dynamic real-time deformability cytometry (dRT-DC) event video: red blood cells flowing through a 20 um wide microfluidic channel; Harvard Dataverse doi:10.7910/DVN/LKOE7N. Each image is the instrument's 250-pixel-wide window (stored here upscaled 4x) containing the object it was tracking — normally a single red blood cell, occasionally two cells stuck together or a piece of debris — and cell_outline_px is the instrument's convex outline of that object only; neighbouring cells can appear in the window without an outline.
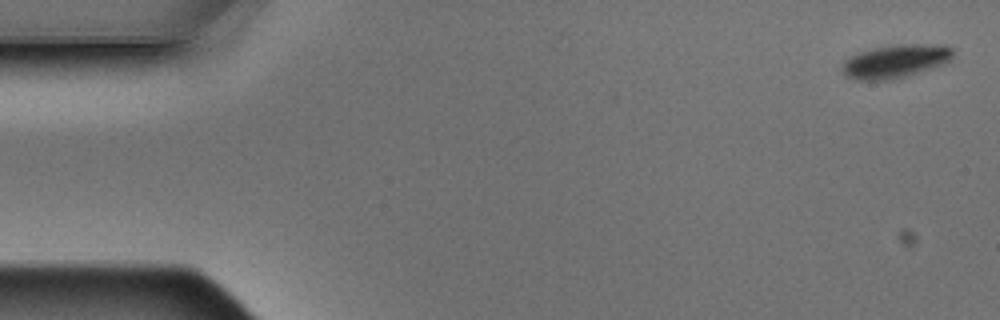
{"species": "Egyptian fruit bat (a non-hibernating species)", "species_latin": "Rousettus aegyptiacus", "temperature_condition": "warm", "stored_images_in_passage": 5, "camera_frame_rate_fps": 3000, "um_per_image_px": 0.085, "animal": {"sex": "male"}, "frame": {"image": 1, "passage_image": 1, "time_ms": 0.0, "image_size_px": [1000, 320], "cell_outline_px": [[956, 52], [952, 60], [944, 64], [932, 68], [892, 80], [856, 80], [848, 76], [840, 68], [844, 60], [860, 52], [876, 48], [900, 44], [944, 44], [952, 48]], "centroid_in_image_um": [76.18, 5.2], "position_along_channel_um": 8.8, "area_um2": 21.62}}
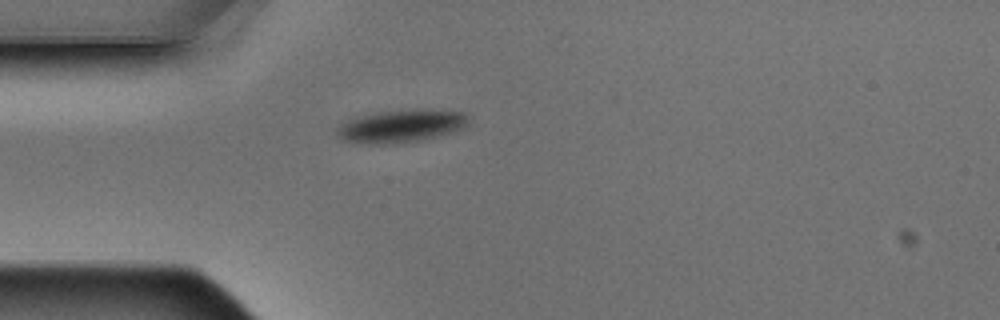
{"frame": {"image": 2, "passage_image": 5, "time_ms": 1.333, "image_size_px": [1000, 320], "cell_outline_px": [[468, 124], [464, 128], [456, 132], [424, 140], [392, 144], [376, 144], [344, 140], [336, 132], [336, 128], [340, 124], [356, 116], [376, 112], [428, 108], [464, 112], [468, 116]], "centroid_in_image_um": [34.17, 10.7], "position_along_channel_um": 50.8, "area_um2": 25.55}}